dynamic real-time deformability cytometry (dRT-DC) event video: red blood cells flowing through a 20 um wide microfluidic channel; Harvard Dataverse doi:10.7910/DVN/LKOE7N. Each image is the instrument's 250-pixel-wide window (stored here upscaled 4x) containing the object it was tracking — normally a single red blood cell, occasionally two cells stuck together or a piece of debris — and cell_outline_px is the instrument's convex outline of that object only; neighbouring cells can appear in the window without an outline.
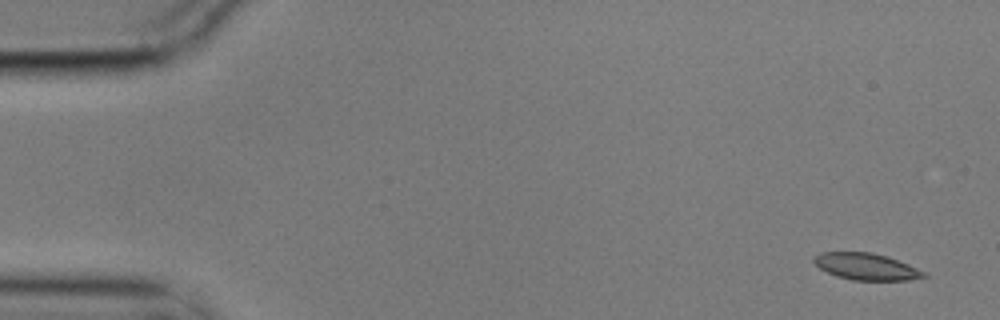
{"species": "common noctule bat (a hibernating species)", "species_latin": "Nyctalus noctula", "temperature_condition": "cold", "stored_images_in_passage": 2, "segment_of_instrument_passage": [2, 2], "camera_frame_rate_fps": 3000, "um_per_image_px": 0.085, "animal": {"sex": "male", "body_mass_g": 17.9}, "frame": {"image": 1, "passage_image": 2, "time_ms": 0.333, "image_size_px": [1000, 320], "cell_outline_px": [[928, 276], [908, 280], [852, 280], [836, 276], [820, 268], [812, 260], [820, 252], [872, 252], [908, 264], [924, 272]], "centroid_in_image_um": [73.61, 22.66], "position_along_channel_um": 11.4, "area_um2": 16.82}}